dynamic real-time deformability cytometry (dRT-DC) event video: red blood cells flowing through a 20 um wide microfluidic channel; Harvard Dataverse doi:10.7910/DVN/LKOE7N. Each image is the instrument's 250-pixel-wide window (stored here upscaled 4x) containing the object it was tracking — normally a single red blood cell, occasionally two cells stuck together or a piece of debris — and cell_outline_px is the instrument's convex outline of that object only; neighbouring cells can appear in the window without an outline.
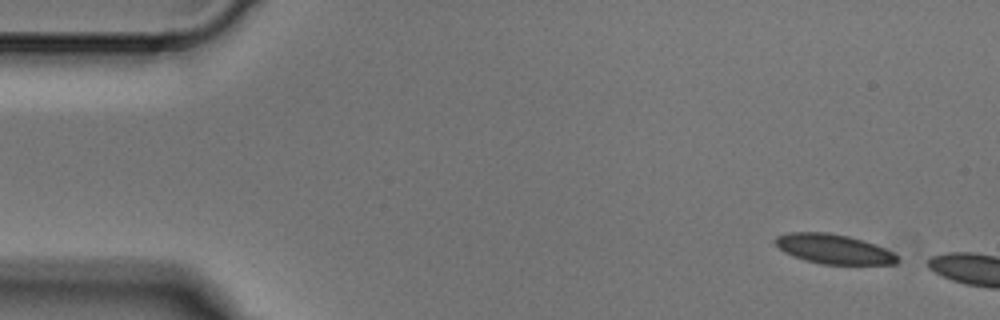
{"species": "Egyptian fruit bat (a non-hibernating species)", "species_latin": "Rousettus aegyptiacus", "temperature_condition": "cold", "stored_images_in_passage": 8, "camera_frame_rate_fps": 3000, "um_per_image_px": 0.085, "animal": {"sex": "male"}, "frame": {"image": 1, "passage_image": 1, "time_ms": 0.0, "image_size_px": [1000, 320], "cell_outline_px": [[900, 260], [896, 264], [820, 264], [804, 260], [792, 256], [784, 252], [776, 244], [776, 236], [788, 232], [828, 232], [848, 236], [876, 244], [900, 256]], "centroid_in_image_um": [70.88, 21.17], "position_along_channel_um": 14.1, "area_um2": 21.15}}
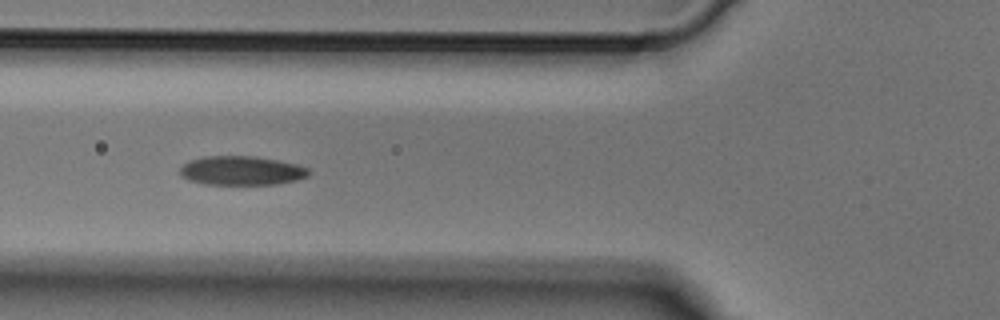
{"frame": {"image": 2, "passage_image": 6, "time_ms": 1.667, "image_size_px": [1000, 320], "cell_outline_px": [[308, 176], [296, 180], [280, 184], [204, 184], [188, 180], [180, 172], [180, 168], [184, 164], [192, 160], [204, 156], [256, 156], [280, 160], [296, 164], [308, 168]], "centroid_in_image_um": [20.56, 14.5], "position_along_channel_um": 105.2, "area_um2": 21.73}}
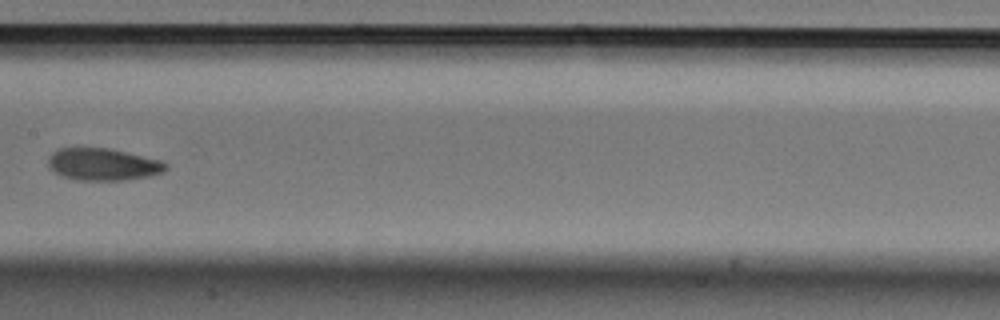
{"frame": {"image": 3, "passage_image": 8, "time_ms": 2.333, "image_size_px": [1000, 320], "cell_outline_px": [[168, 168], [164, 172], [148, 176], [124, 180], [76, 180], [60, 176], [52, 172], [48, 168], [48, 156], [52, 152], [60, 148], [108, 148], [160, 160], [168, 164]], "centroid_in_image_um": [8.7, 13.98], "position_along_channel_um": 198.7, "area_um2": 22.2}}